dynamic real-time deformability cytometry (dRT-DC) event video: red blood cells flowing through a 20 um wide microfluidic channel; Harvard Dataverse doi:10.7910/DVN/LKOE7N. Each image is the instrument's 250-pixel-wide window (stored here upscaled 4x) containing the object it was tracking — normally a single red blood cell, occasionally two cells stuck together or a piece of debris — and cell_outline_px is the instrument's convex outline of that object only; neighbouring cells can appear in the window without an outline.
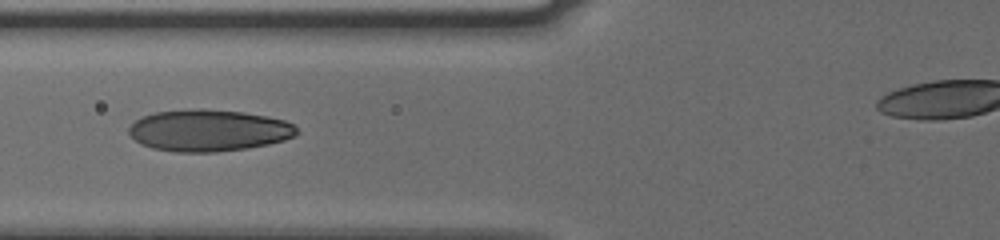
{"species": "human", "species_latin": "Homo sapiens", "temperature_condition": "cold", "stored_images_in_passage": 5, "camera_frame_rate_fps": 3000, "um_per_image_px": 0.085, "donor": {"sex": "male"}, "frame": {"image": 1, "passage_image": 3, "time_ms": 0.667, "image_size_px": [1000, 240], "cell_outline_px": [[300, 132], [296, 136], [284, 140], [268, 144], [248, 148], [216, 152], [176, 152], [152, 148], [140, 144], [128, 132], [128, 128], [136, 120], [144, 116], [156, 112], [200, 108], [244, 112], [268, 116], [284, 120], [292, 124]], "centroid_in_image_um": [17.76, 11.09], "position_along_channel_um": 108.0, "area_um2": 40.92}}
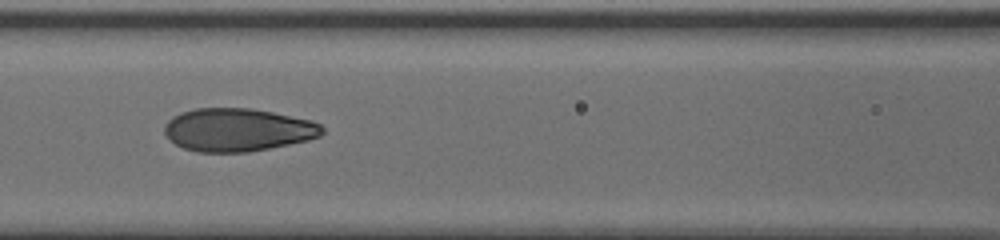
{"frame": {"image": 2, "passage_image": 4, "time_ms": 1.0, "image_size_px": [1000, 240], "cell_outline_px": [[324, 132], [320, 136], [308, 140], [248, 152], [196, 152], [184, 148], [176, 144], [164, 132], [164, 124], [172, 116], [180, 112], [196, 108], [252, 108], [312, 120], [320, 124], [324, 128]], "centroid_in_image_um": [20.2, 11.03], "position_along_channel_um": 146.4, "area_um2": 39.59}}